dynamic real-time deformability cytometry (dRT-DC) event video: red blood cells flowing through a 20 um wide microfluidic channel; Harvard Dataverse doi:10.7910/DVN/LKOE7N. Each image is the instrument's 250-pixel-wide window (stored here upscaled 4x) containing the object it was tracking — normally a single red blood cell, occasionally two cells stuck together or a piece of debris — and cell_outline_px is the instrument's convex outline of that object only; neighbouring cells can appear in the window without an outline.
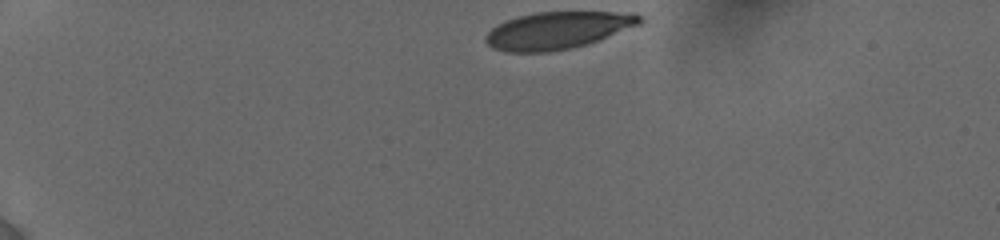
{"species": "human", "species_latin": "Homo sapiens", "temperature_condition": "cold", "stored_images_in_passage": 11, "camera_frame_rate_fps": 3000, "um_per_image_px": 0.085, "donor": {"sex": "female"}, "frame": {"image": 1, "passage_image": 1, "time_ms": 0.0, "image_size_px": [1000, 240], "cell_outline_px": [[644, 20], [640, 24], [588, 44], [572, 48], [548, 52], [508, 52], [492, 48], [484, 40], [484, 36], [496, 24], [520, 16], [536, 12], [636, 12]], "centroid_in_image_um": [47.4, 2.58], "position_along_channel_um": 37.6, "area_um2": 33.47}}
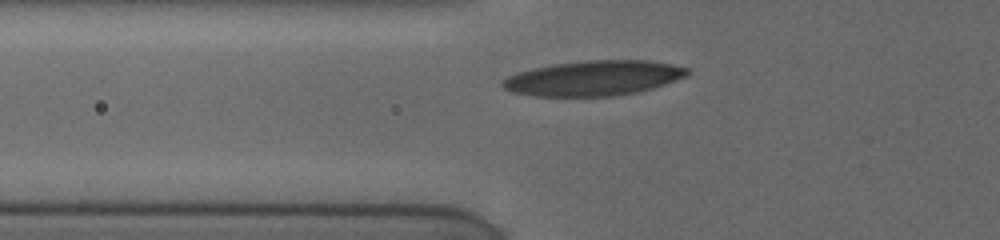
{"frame": {"image": 2, "passage_image": 7, "time_ms": 3.0, "image_size_px": [1000, 240], "cell_outline_px": [[688, 76], [652, 88], [636, 92], [612, 96], [532, 96], [512, 92], [504, 88], [500, 84], [500, 80], [508, 76], [532, 68], [552, 64], [584, 60], [648, 60], [672, 64], [688, 68]], "centroid_in_image_um": [50.43, 6.64], "position_along_channel_um": 75.4, "area_um2": 37.8}}
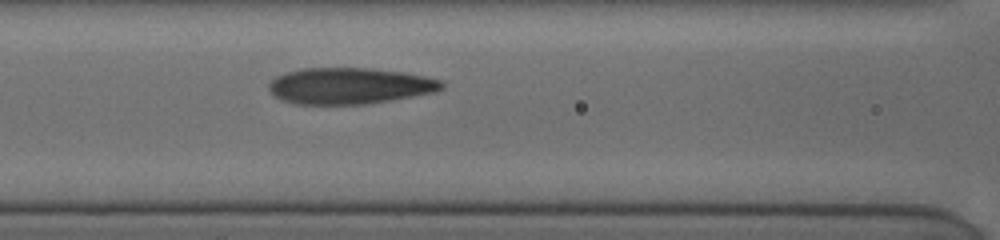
{"frame": {"image": 3, "passage_image": 10, "time_ms": 4.667, "image_size_px": [1000, 240], "cell_outline_px": [[444, 88], [436, 92], [364, 104], [296, 104], [284, 100], [276, 96], [268, 88], [268, 84], [276, 76], [288, 72], [304, 68], [372, 68], [404, 72], [424, 76], [440, 80], [444, 84]], "centroid_in_image_um": [29.73, 7.29], "position_along_channel_um": 136.9, "area_um2": 36.3}}